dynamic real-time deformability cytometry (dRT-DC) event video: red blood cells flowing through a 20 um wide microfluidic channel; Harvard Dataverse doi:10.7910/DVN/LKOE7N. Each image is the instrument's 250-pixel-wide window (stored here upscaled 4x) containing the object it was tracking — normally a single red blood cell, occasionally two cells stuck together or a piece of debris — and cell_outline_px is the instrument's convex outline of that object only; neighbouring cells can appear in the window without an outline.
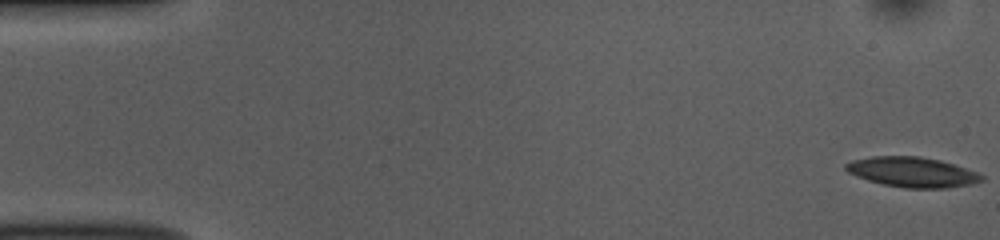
{"species": "common noctule bat (a hibernating species)", "species_latin": "Nyctalus noctula", "temperature_condition": "room temperature", "stored_images_in_passage": 53, "camera_frame_rate_fps": 3000, "um_per_image_px": 0.085, "animal": {"sex": "female", "body_mass_g": 10.0, "forearm_length_mm": 53.1}, "frame": {"image": 1, "passage_image": 1, "time_ms": 0.0, "image_size_px": [1000, 240], "cell_outline_px": [[984, 180], [968, 184], [944, 188], [904, 188], [884, 184], [868, 180], [856, 176], [848, 172], [844, 168], [844, 164], [852, 160], [872, 156], [920, 156], [940, 160], [976, 172], [984, 176]], "centroid_in_image_um": [77.5, 14.62], "position_along_channel_um": 7.5, "area_um2": 23.58}}
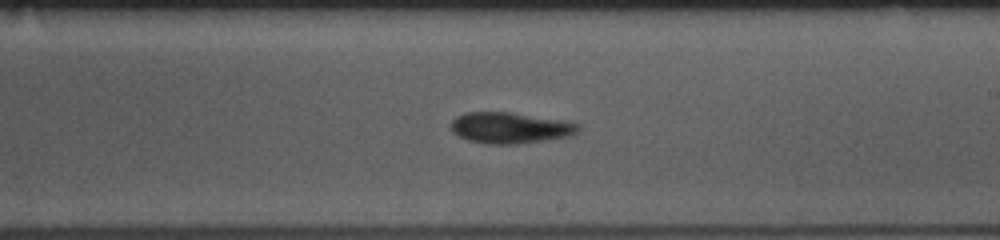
{"frame": {"image": 2, "passage_image": 31, "time_ms": 10.0, "image_size_px": [1000, 240], "cell_outline_px": [[580, 128], [572, 136], [516, 144], [484, 144], [468, 140], [452, 132], [452, 120], [456, 116], [464, 112], [512, 112], [560, 120], [580, 124]], "centroid_in_image_um": [43.34, 10.86], "position_along_channel_um": 245.7, "area_um2": 23.0}}
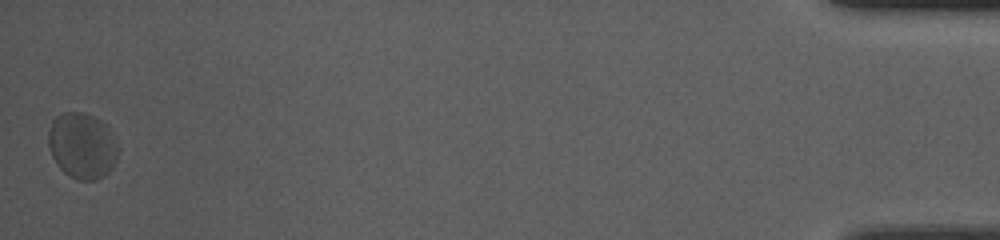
{"frame": {"image": 3, "passage_image": 53, "time_ms": 17.333, "image_size_px": [1000, 240], "cell_outline_px": [[116, 160], [108, 172], [104, 176], [96, 180], [76, 180], [68, 176], [56, 164], [52, 156], [48, 144], [48, 132], [52, 120], [56, 116], [64, 112], [80, 112], [92, 116], [100, 120], [108, 128], [116, 144]], "centroid_in_image_um": [6.94, 12.4], "position_along_channel_um": 428.3, "area_um2": 26.59}, "authors_computed_cell_mechanics": {"area_um2": 23.12, "velocity_mm_per_s": 3.7424, "shape_relaxation_time_tau1_ms": 5.6742, "shape_relaxation_time_tau2_ms": 3.8843, "deformation_change_tau1": 0.1102, "deformation_change_tau2": 0.1035}}